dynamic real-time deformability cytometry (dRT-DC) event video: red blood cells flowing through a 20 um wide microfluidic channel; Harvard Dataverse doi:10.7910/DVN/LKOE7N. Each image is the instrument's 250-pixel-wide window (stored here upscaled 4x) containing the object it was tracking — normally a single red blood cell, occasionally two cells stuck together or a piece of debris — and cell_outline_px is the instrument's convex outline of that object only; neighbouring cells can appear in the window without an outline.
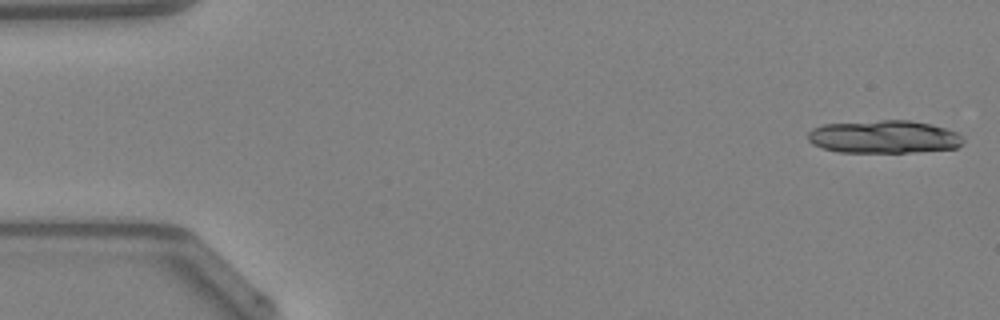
{"species": "Egyptian fruit bat (a non-hibernating species)", "species_latin": "Rousettus aegyptiacus", "temperature_condition": "warm", "stored_images_in_passage": 22, "segment_of_instrument_passage": [1, 2], "camera_frame_rate_fps": 3000, "um_per_image_px": 0.085, "animal": {"sex": "female"}, "frame": {"image": 1, "passage_image": 1, "time_ms": 0.0, "image_size_px": [1000, 320], "cell_outline_px": [[964, 144], [956, 148], [912, 152], [840, 152], [824, 148], [812, 144], [808, 140], [808, 132], [812, 128], [824, 124], [880, 120], [908, 120], [932, 124], [956, 132], [964, 140]], "centroid_in_image_um": [75.13, 11.63], "position_along_channel_um": 9.9, "area_um2": 29.77}}
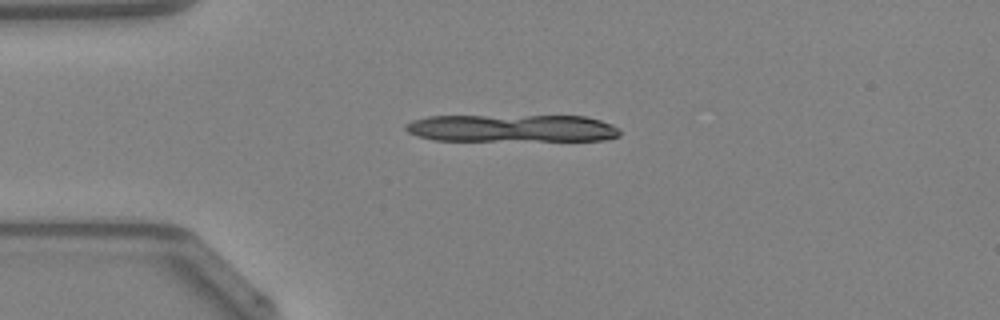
{"frame": {"image": 2, "passage_image": 11, "time_ms": 3.333, "image_size_px": [1000, 320], "cell_outline_px": [[620, 136], [604, 140], [436, 140], [420, 136], [408, 132], [404, 128], [404, 124], [412, 120], [428, 116], [584, 116], [600, 120], [612, 124], [620, 128]], "centroid_in_image_um": [43.54, 10.89], "position_along_channel_um": 41.5, "area_um2": 34.28}}